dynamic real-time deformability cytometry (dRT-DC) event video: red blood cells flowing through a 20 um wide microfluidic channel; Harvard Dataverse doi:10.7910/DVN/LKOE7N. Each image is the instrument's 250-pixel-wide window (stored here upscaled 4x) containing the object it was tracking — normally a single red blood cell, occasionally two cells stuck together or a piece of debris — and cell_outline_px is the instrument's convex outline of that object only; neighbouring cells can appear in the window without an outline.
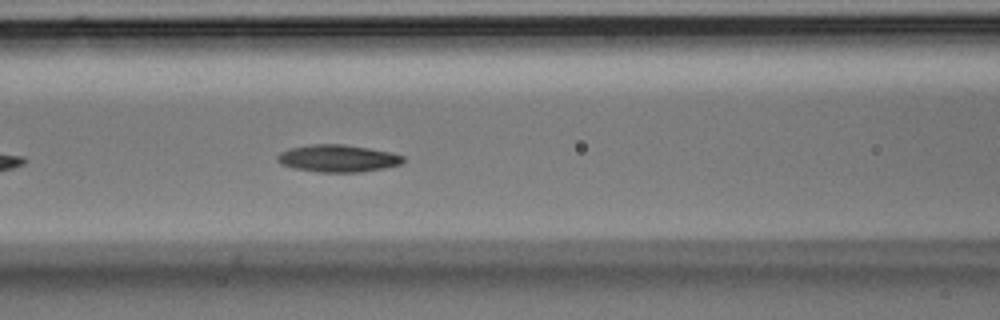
{"species": "Egyptian fruit bat (a non-hibernating species)", "species_latin": "Rousettus aegyptiacus", "temperature_condition": "room temperature", "stored_images_in_passage": 15, "camera_frame_rate_fps": 3000, "um_per_image_px": 0.085, "animal": {"sex": "male"}, "frame": {"image": 1, "passage_image": 9, "time_ms": 2.667, "image_size_px": [1000, 320], "cell_outline_px": [[404, 160], [400, 164], [384, 168], [360, 172], [320, 172], [296, 168], [280, 164], [276, 160], [276, 156], [280, 152], [288, 148], [312, 144], [344, 144], [392, 152], [404, 156]], "centroid_in_image_um": [28.7, 13.45], "position_along_channel_um": 137.9, "area_um2": 20.0}}
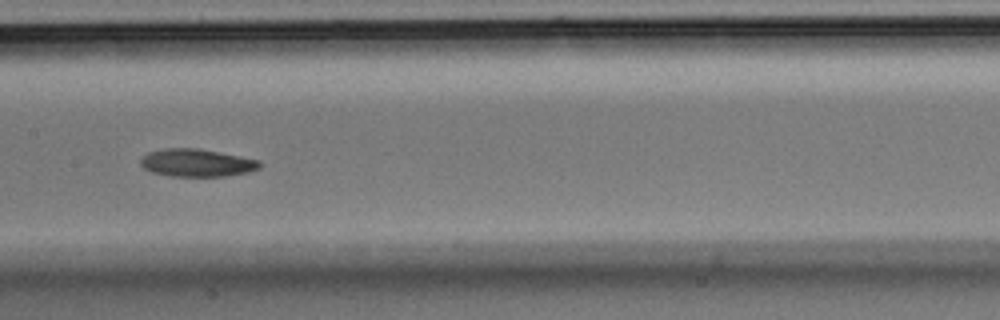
{"frame": {"image": 2, "passage_image": 13, "time_ms": 4.0, "image_size_px": [1000, 320], "cell_outline_px": [[260, 168], [248, 172], [224, 176], [168, 176], [152, 172], [144, 168], [140, 164], [140, 160], [148, 152], [164, 148], [196, 148], [260, 160]], "centroid_in_image_um": [16.7, 13.84], "position_along_channel_um": 190.7, "area_um2": 19.07}}